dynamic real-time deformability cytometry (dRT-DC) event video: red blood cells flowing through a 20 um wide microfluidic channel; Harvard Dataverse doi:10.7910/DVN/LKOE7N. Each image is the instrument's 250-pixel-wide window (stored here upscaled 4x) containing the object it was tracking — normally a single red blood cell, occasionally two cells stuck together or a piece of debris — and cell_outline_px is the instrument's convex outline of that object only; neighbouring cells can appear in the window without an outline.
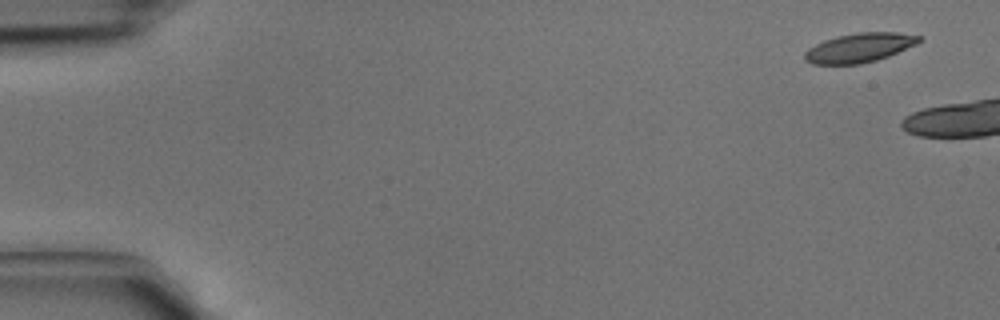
{"species": "common noctule bat (a hibernating species)", "species_latin": "Nyctalus noctula", "temperature_condition": "cold", "stored_images_in_passage": 3, "camera_frame_rate_fps": 3000, "um_per_image_px": 0.085, "animal": {"sex": "male", "body_mass_g": 15.6}, "frame": {"image": 1, "passage_image": 1, "time_ms": 0.0, "image_size_px": [1000, 320], "cell_outline_px": [[924, 40], [916, 44], [888, 56], [876, 60], [860, 64], [812, 64], [804, 60], [804, 52], [808, 48], [824, 40], [836, 36], [860, 32], [896, 32], [924, 36]], "centroid_in_image_um": [73.06, 4.05], "position_along_channel_um": 11.9, "area_um2": 19.59}}